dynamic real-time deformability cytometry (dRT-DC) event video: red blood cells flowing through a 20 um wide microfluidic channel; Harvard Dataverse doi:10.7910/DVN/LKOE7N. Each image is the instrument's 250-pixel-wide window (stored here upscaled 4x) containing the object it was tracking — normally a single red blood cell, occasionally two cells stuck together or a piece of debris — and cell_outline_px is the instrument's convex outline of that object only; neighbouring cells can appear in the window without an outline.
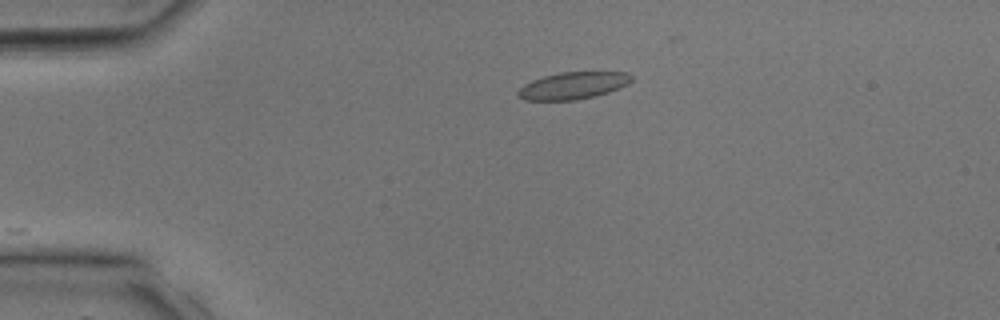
{"species": "common noctule bat (a hibernating species)", "species_latin": "Nyctalus noctula", "temperature_condition": "room temperature", "stored_images_in_passage": 21, "camera_frame_rate_fps": 3000, "um_per_image_px": 0.085, "animal": {"sex": "male", "body_mass_g": 17.9, "forearm_length_mm": 54.2}, "frame": {"image": 1, "passage_image": 1, "time_ms": 0.0, "image_size_px": [1000, 320], "cell_outline_px": [[632, 80], [628, 84], [608, 92], [576, 100], [524, 100], [516, 96], [516, 92], [524, 84], [532, 80], [544, 76], [560, 72], [628, 72], [632, 76]], "centroid_in_image_um": [48.68, 7.27], "position_along_channel_um": 36.3, "area_um2": 17.86}}
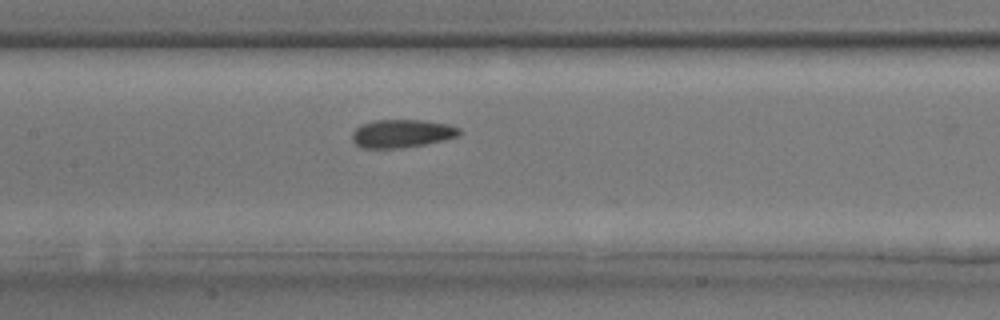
{"frame": {"image": 2, "passage_image": 10, "time_ms": 3.0, "image_size_px": [1000, 320], "cell_outline_px": [[464, 132], [460, 136], [444, 140], [424, 144], [396, 148], [360, 148], [352, 140], [352, 132], [360, 124], [376, 120], [424, 120], [448, 124], [460, 128]], "centroid_in_image_um": [34.18, 11.34], "position_along_channel_um": 173.2, "area_um2": 17.74}}
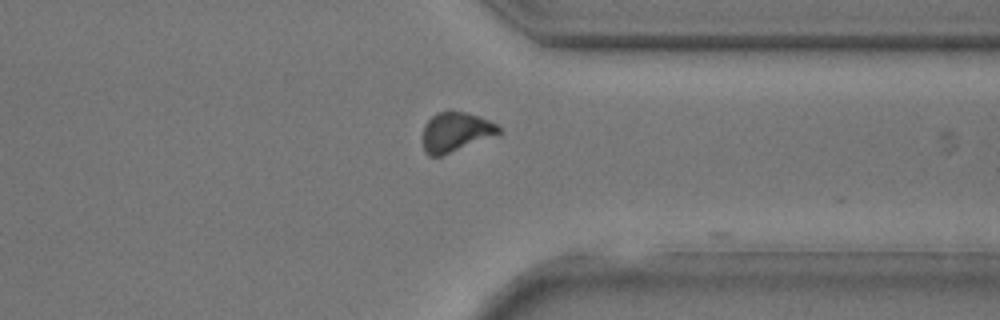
{"frame": {"image": 3, "passage_image": 20, "time_ms": 6.333, "image_size_px": [1000, 320], "cell_outline_px": [[504, 128], [500, 132], [440, 156], [428, 156], [424, 152], [424, 124], [436, 112], [468, 112], [480, 116]], "centroid_in_image_um": [38.71, 11.19], "position_along_channel_um": 372.7, "area_um2": 16.99}}